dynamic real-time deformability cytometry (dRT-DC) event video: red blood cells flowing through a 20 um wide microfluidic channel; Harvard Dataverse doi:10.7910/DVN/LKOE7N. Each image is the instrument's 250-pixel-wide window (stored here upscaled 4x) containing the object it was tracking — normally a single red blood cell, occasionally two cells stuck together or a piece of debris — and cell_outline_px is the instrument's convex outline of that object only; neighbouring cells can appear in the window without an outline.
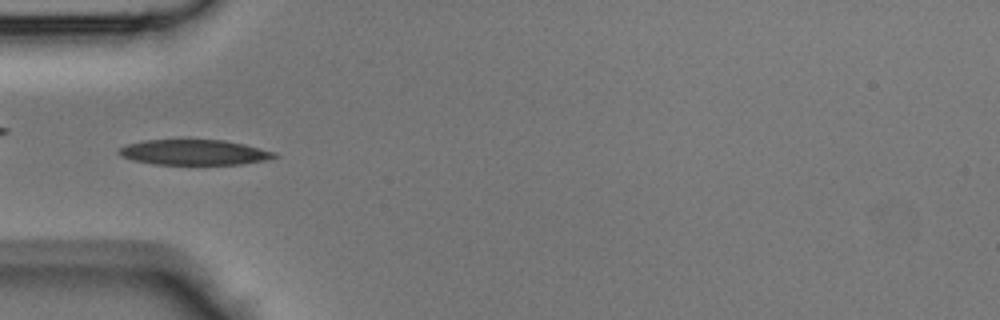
{"species": "Egyptian fruit bat (a non-hibernating species)", "species_latin": "Rousettus aegyptiacus", "temperature_condition": "room temperature", "stored_images_in_passage": 33, "camera_frame_rate_fps": 3000, "um_per_image_px": 0.085, "animal": {"sex": "male"}, "frame": {"image": 1, "passage_image": 3, "time_ms": 0.667, "image_size_px": [1000, 320], "cell_outline_px": [[280, 156], [264, 160], [240, 164], [152, 164], [132, 160], [120, 156], [116, 152], [116, 148], [128, 144], [144, 140], [224, 140], [244, 144], [276, 152]], "centroid_in_image_um": [16.45, 12.95], "position_along_channel_um": 68.5, "area_um2": 23.0}}
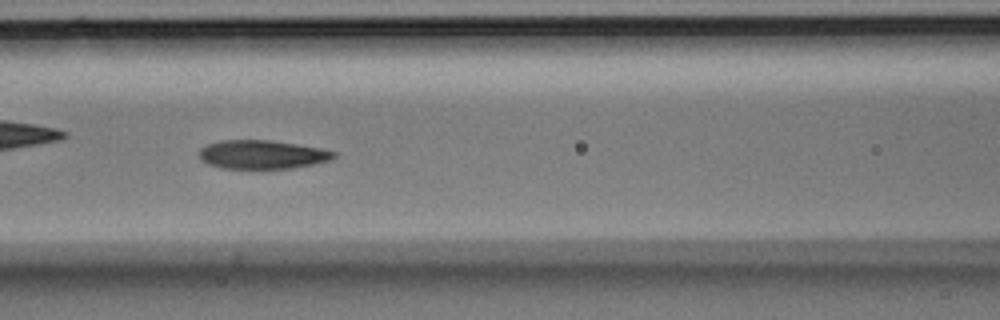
{"frame": {"image": 2, "passage_image": 8, "time_ms": 2.333, "image_size_px": [1000, 320], "cell_outline_px": [[336, 156], [328, 160], [312, 164], [292, 168], [220, 168], [208, 164], [200, 156], [200, 148], [208, 144], [220, 140], [272, 140], [320, 148], [336, 152]], "centroid_in_image_um": [22.27, 13.12], "position_along_channel_um": 144.3, "area_um2": 22.25}}
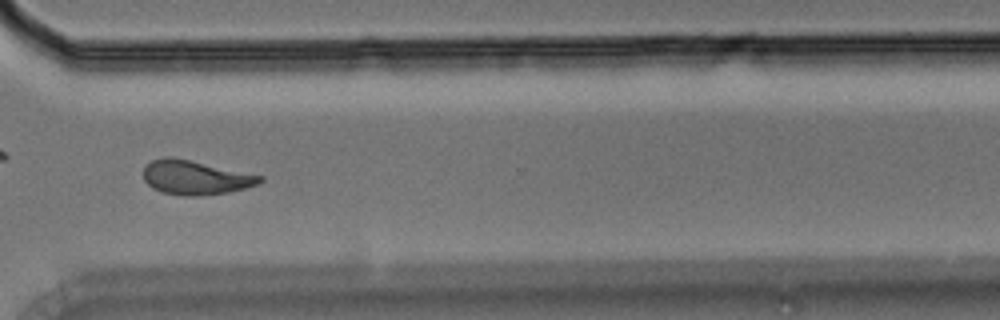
{"frame": {"image": 3, "passage_image": 22, "time_ms": 7.0, "image_size_px": [1000, 320], "cell_outline_px": [[264, 180], [256, 184], [244, 188], [228, 192], [200, 196], [184, 196], [160, 192], [152, 188], [144, 180], [144, 168], [152, 160], [164, 156], [172, 156], [264, 176]], "centroid_in_image_um": [16.58, 15.09], "position_along_channel_um": 354.0, "area_um2": 23.24}}